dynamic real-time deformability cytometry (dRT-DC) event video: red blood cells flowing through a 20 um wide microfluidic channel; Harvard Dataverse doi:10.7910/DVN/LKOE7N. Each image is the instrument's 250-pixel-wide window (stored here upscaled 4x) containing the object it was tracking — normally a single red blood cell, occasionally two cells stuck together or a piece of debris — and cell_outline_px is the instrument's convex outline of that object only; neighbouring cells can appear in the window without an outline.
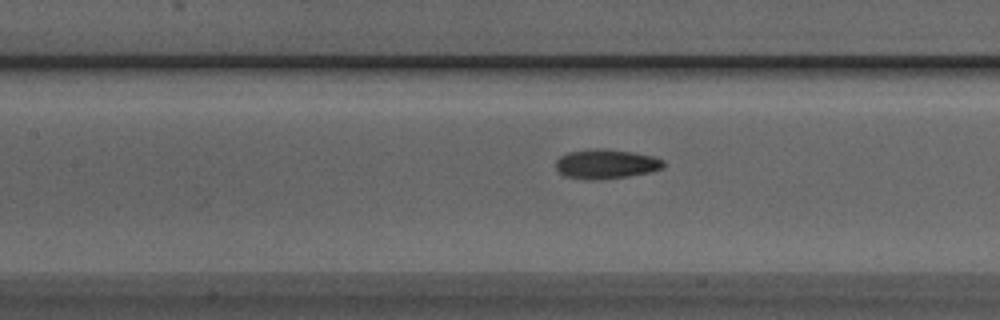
{"species": "Egyptian fruit bat (a non-hibernating species)", "species_latin": "Rousettus aegyptiacus", "temperature_condition": "room temperature", "stored_images_in_passage": 37, "camera_frame_rate_fps": 3000, "um_per_image_px": 0.085, "animal": {"sex": "male"}, "frame": {"image": 1, "passage_image": 9, "time_ms": 2.667, "image_size_px": [1000, 320], "cell_outline_px": [[664, 168], [652, 172], [628, 176], [592, 180], [584, 180], [564, 176], [556, 168], [556, 160], [560, 156], [568, 152], [596, 148], [604, 148], [632, 152], [652, 156], [664, 160]], "centroid_in_image_um": [51.51, 13.94], "position_along_channel_um": 155.9, "area_um2": 18.61}}
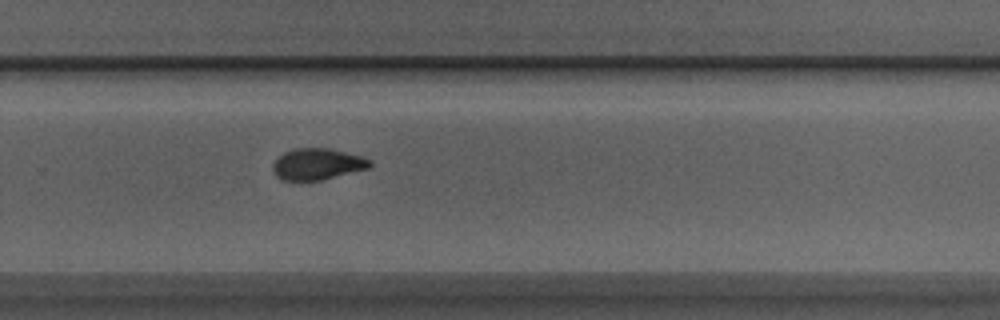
{"frame": {"image": 2, "passage_image": 20, "time_ms": 6.333, "image_size_px": [1000, 320], "cell_outline_px": [[372, 164], [368, 168], [320, 180], [280, 180], [276, 176], [272, 168], [272, 164], [284, 152], [292, 148], [328, 148], [360, 156], [372, 160]], "centroid_in_image_um": [26.94, 13.94], "position_along_channel_um": 302.9, "area_um2": 17.57}}
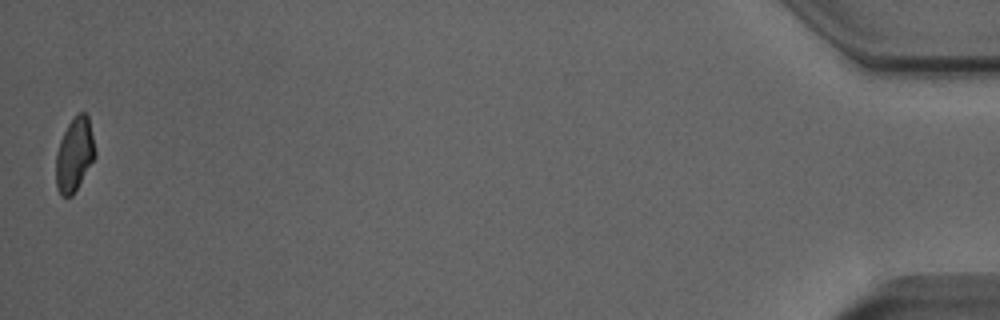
{"frame": {"image": 3, "passage_image": 37, "time_ms": 12.0, "image_size_px": [1000, 320], "cell_outline_px": [[96, 156], [72, 196], [60, 196], [56, 188], [56, 152], [60, 140], [68, 124], [80, 112], [84, 112], [88, 116], [96, 152]], "centroid_in_image_um": [6.32, 13.17], "position_along_channel_um": 428.9, "area_um2": 16.7}, "authors_computed_cell_mechanics": {"area_um2": 18.1492, "velocity_mm_per_s": 4.0229, "shape_relaxation_time_tau1_ms": 2.9989, "shape_relaxation_time_tau2_ms": 2.4133, "deformation_change_tau1": 0.1361, "deformation_change_tau2": 0.0892}}